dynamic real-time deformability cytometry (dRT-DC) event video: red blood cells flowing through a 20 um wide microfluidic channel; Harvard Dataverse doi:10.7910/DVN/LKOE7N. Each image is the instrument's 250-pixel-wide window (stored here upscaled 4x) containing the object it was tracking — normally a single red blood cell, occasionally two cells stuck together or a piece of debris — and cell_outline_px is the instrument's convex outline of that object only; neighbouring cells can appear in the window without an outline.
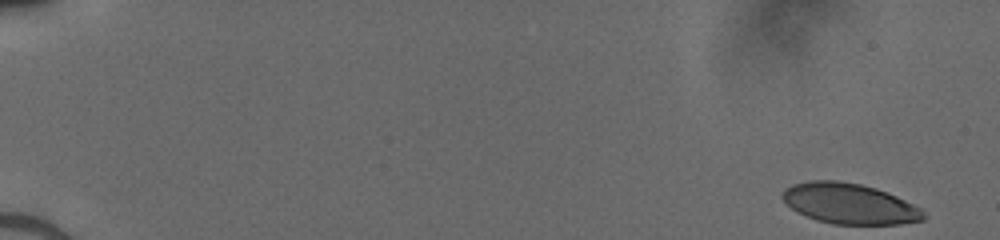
{"species": "human", "species_latin": "Homo sapiens", "temperature_condition": "cold", "stored_images_in_passage": 50, "camera_frame_rate_fps": 3000, "um_per_image_px": 0.085, "donor": {"sex": "male"}, "frame": {"image": 1, "passage_image": 1, "time_ms": 0.0, "image_size_px": [1000, 240], "cell_outline_px": [[924, 220], [900, 224], [832, 224], [816, 220], [792, 208], [780, 196], [784, 188], [792, 184], [808, 180], [836, 180], [860, 184], [876, 188], [888, 192], [920, 208], [924, 212]], "centroid_in_image_um": [72.19, 17.3], "position_along_channel_um": 12.8, "area_um2": 33.23}}
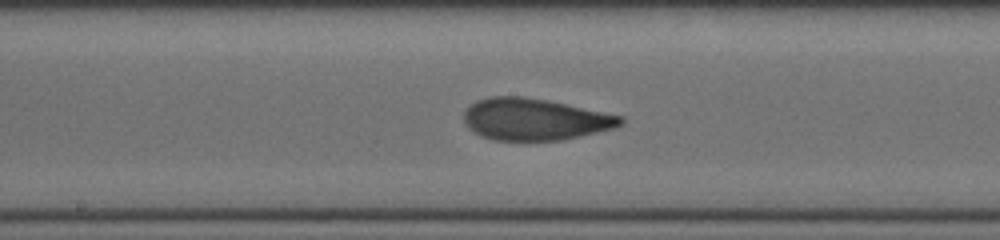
{"frame": {"image": 2, "passage_image": 28, "time_ms": 9.0, "image_size_px": [1000, 240], "cell_outline_px": [[624, 120], [616, 128], [580, 136], [560, 140], [492, 140], [480, 136], [472, 132], [464, 124], [464, 112], [472, 104], [480, 100], [492, 96], [524, 96], [548, 100], [624, 116]], "centroid_in_image_um": [45.45, 10.14], "position_along_channel_um": 202.7, "area_um2": 38.21}}
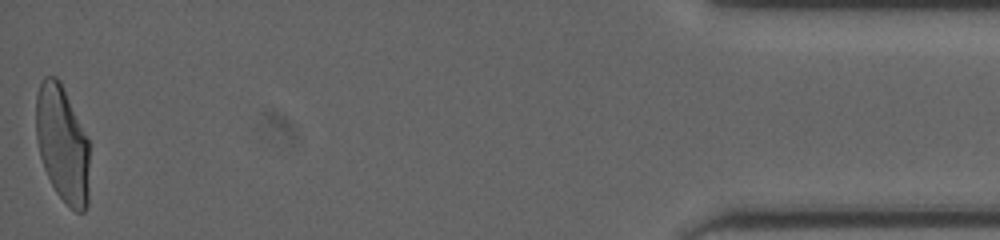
{"frame": {"image": 3, "passage_image": 50, "time_ms": 16.333, "image_size_px": [1000, 240], "cell_outline_px": [[88, 204], [84, 212], [76, 212], [56, 192], [44, 168], [40, 156], [36, 140], [36, 96], [40, 84], [44, 76], [56, 76], [60, 80], [88, 140]], "centroid_in_image_um": [5.29, 12.22], "position_along_channel_um": 429.9, "area_um2": 36.01}}